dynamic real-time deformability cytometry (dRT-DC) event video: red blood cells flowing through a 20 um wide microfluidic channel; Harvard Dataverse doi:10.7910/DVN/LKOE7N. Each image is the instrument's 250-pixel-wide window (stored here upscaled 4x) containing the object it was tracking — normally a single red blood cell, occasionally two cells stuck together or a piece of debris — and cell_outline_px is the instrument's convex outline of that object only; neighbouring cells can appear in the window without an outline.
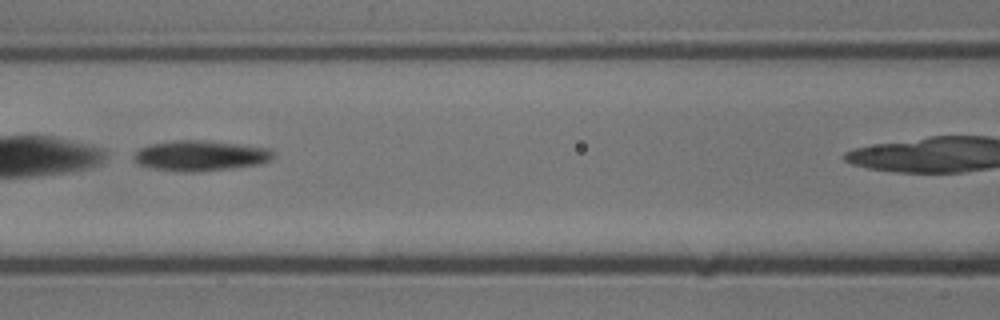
{"species": "common noctule bat (a hibernating species)", "species_latin": "Nyctalus noctula", "temperature_condition": "cold", "stored_images_in_passage": 21, "camera_frame_rate_fps": 3000, "um_per_image_px": 0.085, "animal": {"sex": "male", "body_mass_g": 13.3}, "frame": {"image": 1, "passage_image": 7, "time_ms": 2.0, "image_size_px": [1000, 320], "cell_outline_px": [[272, 156], [268, 160], [256, 164], [232, 168], [192, 172], [188, 172], [156, 168], [140, 164], [136, 160], [136, 152], [140, 148], [148, 144], [176, 140], [200, 140], [236, 144], [268, 148], [272, 152]], "centroid_in_image_um": [17.01, 13.22], "position_along_channel_um": 149.6, "area_um2": 23.87}}